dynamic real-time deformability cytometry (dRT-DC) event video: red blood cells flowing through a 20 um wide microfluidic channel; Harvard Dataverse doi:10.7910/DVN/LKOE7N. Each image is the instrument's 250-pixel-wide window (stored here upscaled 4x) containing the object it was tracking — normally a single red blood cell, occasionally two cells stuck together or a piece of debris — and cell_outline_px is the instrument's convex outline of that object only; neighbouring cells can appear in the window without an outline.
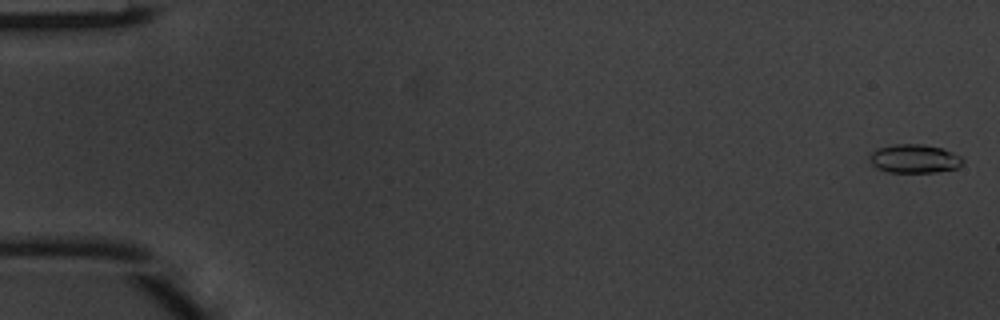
{"species": "common noctule bat (a hibernating species)", "species_latin": "Nyctalus noctula", "temperature_condition": "warm", "stored_images_in_passage": 5, "camera_frame_rate_fps": 3000, "um_per_image_px": 0.085, "animal": {"sex": "male", "body_mass_g": 20.1, "forearm_length_mm": 53.5}, "frame": {"image": 1, "passage_image": 1, "time_ms": 0.0, "image_size_px": [1000, 320], "cell_outline_px": [[964, 160], [956, 168], [936, 172], [888, 172], [876, 168], [872, 164], [868, 156], [876, 148], [892, 144], [924, 144], [940, 148], [952, 152], [960, 156]], "centroid_in_image_um": [77.67, 13.48], "position_along_channel_um": 7.3, "area_um2": 15.55}}
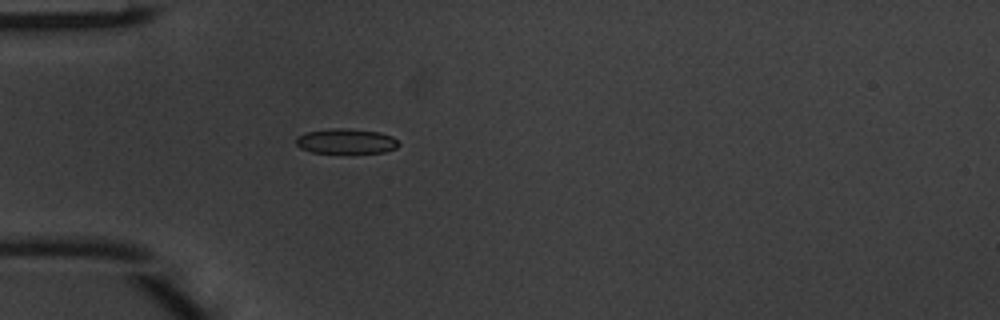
{"frame": {"image": 2, "passage_image": 5, "time_ms": 1.333, "image_size_px": [1000, 320], "cell_outline_px": [[400, 144], [396, 148], [384, 152], [312, 152], [300, 148], [296, 144], [296, 140], [304, 132], [336, 128], [348, 128], [380, 132], [392, 136]], "centroid_in_image_um": [29.43, 11.99], "position_along_channel_um": 55.6, "area_um2": 14.74}}